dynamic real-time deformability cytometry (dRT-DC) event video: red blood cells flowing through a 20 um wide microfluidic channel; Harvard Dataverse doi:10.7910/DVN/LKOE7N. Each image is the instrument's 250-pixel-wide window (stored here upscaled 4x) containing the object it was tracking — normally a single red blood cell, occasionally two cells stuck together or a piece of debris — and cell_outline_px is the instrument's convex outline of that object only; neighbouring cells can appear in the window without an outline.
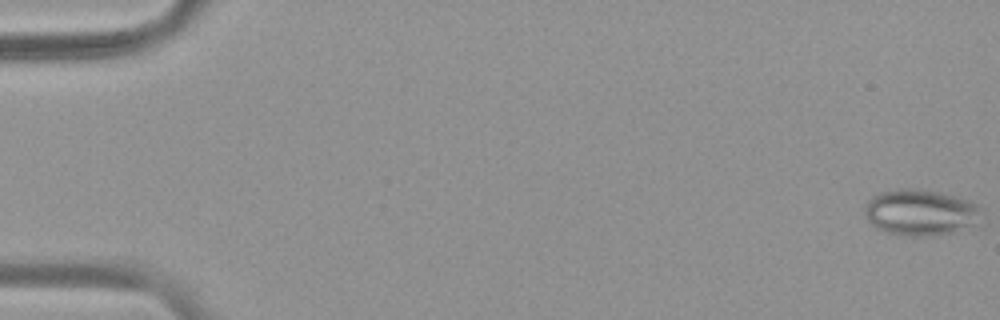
{"species": "common noctule bat (a hibernating species)", "species_latin": "Nyctalus noctula", "temperature_condition": "warm", "stored_images_in_passage": 6, "camera_frame_rate_fps": 3000, "um_per_image_px": 0.085, "animal": {"sex": "female", "body_mass_g": 19.9}, "frame": {"image": 1, "passage_image": 1, "time_ms": 0.0, "image_size_px": [1000, 320], "cell_outline_px": [[976, 208], [968, 224], [952, 232], [932, 236], [912, 236], [888, 232], [876, 228], [868, 220], [864, 208], [868, 200], [872, 196], [880, 192], [900, 188], [912, 188], [940, 192], [956, 196], [976, 204]], "centroid_in_image_um": [78.06, 18.02], "position_along_channel_um": 6.9, "area_um2": 30.06}}